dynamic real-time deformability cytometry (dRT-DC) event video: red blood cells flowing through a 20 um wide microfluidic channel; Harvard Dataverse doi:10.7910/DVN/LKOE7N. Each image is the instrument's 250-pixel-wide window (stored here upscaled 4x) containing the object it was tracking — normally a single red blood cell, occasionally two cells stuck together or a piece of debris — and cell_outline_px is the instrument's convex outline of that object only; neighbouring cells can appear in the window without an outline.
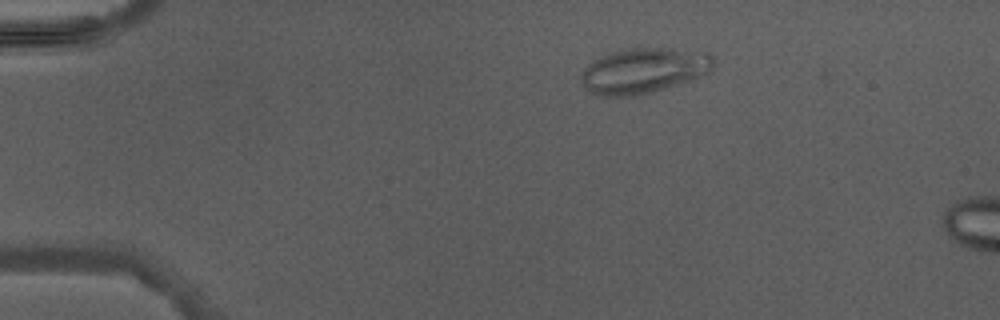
{"species": "Egyptian fruit bat (a non-hibernating species)", "species_latin": "Rousettus aegyptiacus", "temperature_condition": "warm", "stored_images_in_passage": 3, "camera_frame_rate_fps": 3000, "um_per_image_px": 0.085, "animal": {"sex": "male"}, "frame": {"image": 1, "passage_image": 1, "time_ms": 0.0, "image_size_px": [1000, 320], "cell_outline_px": [[712, 68], [708, 72], [692, 80], [636, 96], [604, 96], [592, 92], [584, 88], [580, 80], [580, 76], [588, 64], [592, 60], [608, 52], [640, 44], [708, 52], [712, 56]], "centroid_in_image_um": [54.69, 5.94], "position_along_channel_um": 30.3, "area_um2": 35.84}}